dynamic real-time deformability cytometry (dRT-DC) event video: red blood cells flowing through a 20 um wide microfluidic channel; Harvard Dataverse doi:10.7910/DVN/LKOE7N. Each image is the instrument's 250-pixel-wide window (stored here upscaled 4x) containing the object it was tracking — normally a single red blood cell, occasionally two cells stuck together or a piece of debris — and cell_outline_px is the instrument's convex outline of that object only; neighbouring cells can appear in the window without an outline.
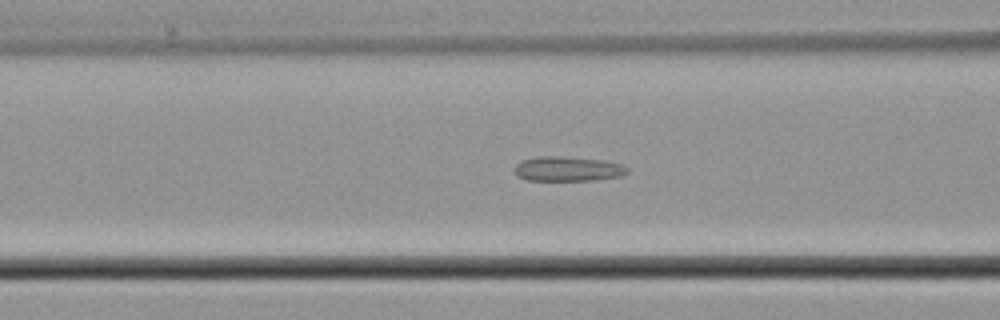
{"species": "common noctule bat (a hibernating species)", "species_latin": "Nyctalus noctula", "temperature_condition": "cold", "stored_images_in_passage": 50, "camera_frame_rate_fps": 3000, "um_per_image_px": 0.085, "animal": {"sex": "male", "body_mass_g": 21.5, "forearm_length_mm": 52.0}, "frame": {"image": 1, "passage_image": 19, "time_ms": 6.0, "image_size_px": [1000, 320], "cell_outline_px": [[628, 172], [620, 176], [596, 180], [528, 180], [520, 176], [516, 172], [516, 164], [520, 160], [540, 156], [556, 156], [604, 160], [620, 164], [628, 168]], "centroid_in_image_um": [48.28, 14.35], "position_along_channel_um": 118.3, "area_um2": 16.01}}
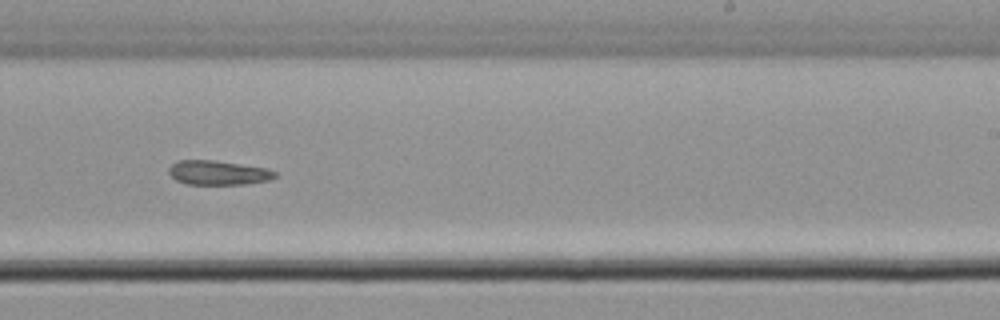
{"frame": {"image": 2, "passage_image": 30, "time_ms": 9.667, "image_size_px": [1000, 320], "cell_outline_px": [[276, 176], [268, 180], [244, 184], [184, 184], [176, 180], [168, 172], [168, 168], [176, 160], [212, 160], [264, 168], [276, 172]], "centroid_in_image_um": [18.47, 14.68], "position_along_channel_um": 270.5, "area_um2": 14.85}}
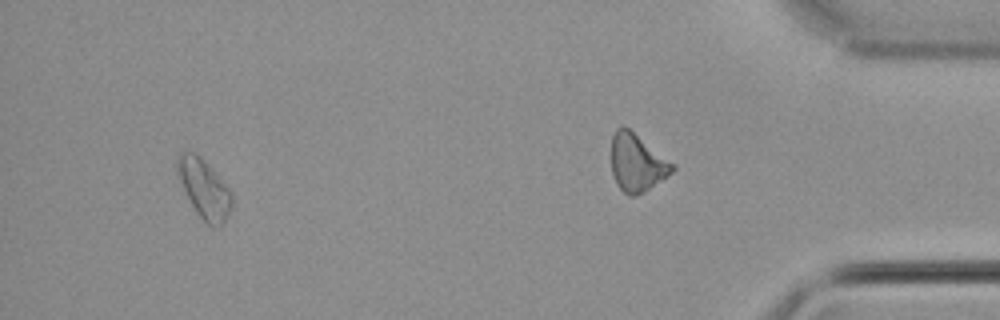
{"frame": {"image": 3, "passage_image": 46, "time_ms": 15.0, "image_size_px": [1000, 320], "cell_outline_px": [[232, 208], [224, 224], [216, 228], [212, 228], [196, 212], [176, 172], [176, 156], [180, 152], [192, 152], [200, 156], [228, 188], [232, 196]], "centroid_in_image_um": [17.35, 16.06], "position_along_channel_um": 417.8, "area_um2": 18.44}}